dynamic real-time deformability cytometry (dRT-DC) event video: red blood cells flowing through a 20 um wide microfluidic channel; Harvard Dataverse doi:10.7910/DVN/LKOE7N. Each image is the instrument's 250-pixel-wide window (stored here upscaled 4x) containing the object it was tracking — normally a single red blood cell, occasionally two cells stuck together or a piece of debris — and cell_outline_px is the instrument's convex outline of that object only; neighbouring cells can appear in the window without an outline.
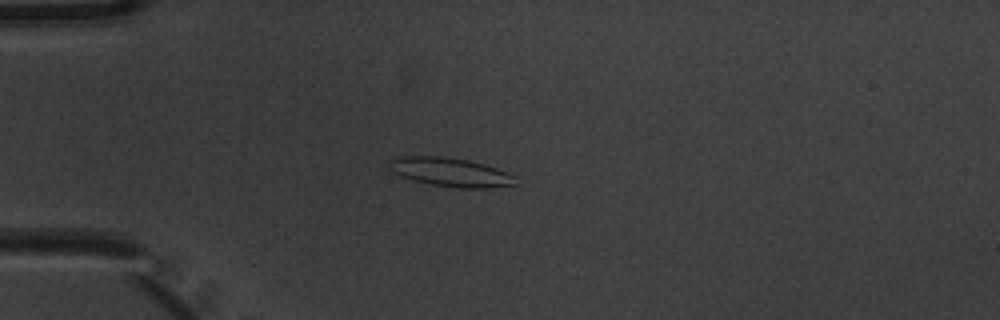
{"species": "common noctule bat (a hibernating species)", "species_latin": "Nyctalus noctula", "temperature_condition": "warm", "stored_images_in_passage": 7, "camera_frame_rate_fps": 3000, "um_per_image_px": 0.085, "animal": {"sex": "male", "body_mass_g": 20.1, "forearm_length_mm": 53.5}, "frame": {"image": 1, "passage_image": 4, "time_ms": 1.0, "image_size_px": [1000, 320], "cell_outline_px": [[516, 184], [492, 188], [460, 188], [432, 184], [412, 180], [400, 176], [392, 172], [388, 168], [388, 160], [392, 156], [444, 156], [468, 160], [484, 164], [496, 168], [516, 176]], "centroid_in_image_um": [38.24, 14.62], "position_along_channel_um": 46.8, "area_um2": 21.5}}
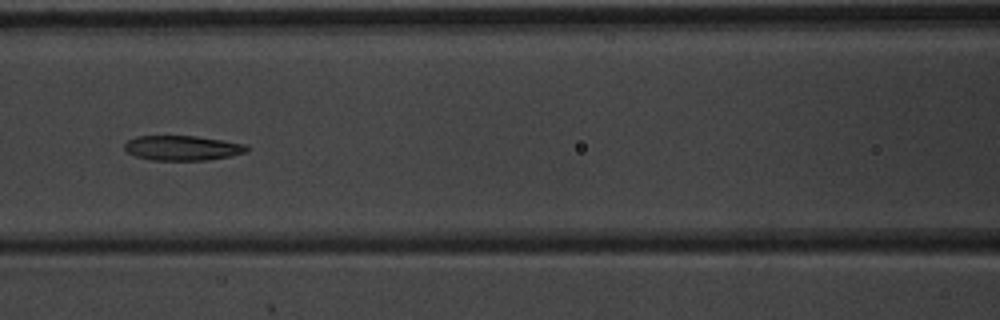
{"frame": {"image": 2, "passage_image": 7, "time_ms": 2.0, "image_size_px": [1000, 320], "cell_outline_px": [[252, 148], [248, 152], [232, 156], [208, 160], [152, 160], [136, 156], [128, 152], [124, 148], [124, 144], [128, 140], [136, 136], [196, 136], [224, 140], [248, 144]], "centroid_in_image_um": [15.59, 12.57], "position_along_channel_um": 151.0, "area_um2": 17.98}}